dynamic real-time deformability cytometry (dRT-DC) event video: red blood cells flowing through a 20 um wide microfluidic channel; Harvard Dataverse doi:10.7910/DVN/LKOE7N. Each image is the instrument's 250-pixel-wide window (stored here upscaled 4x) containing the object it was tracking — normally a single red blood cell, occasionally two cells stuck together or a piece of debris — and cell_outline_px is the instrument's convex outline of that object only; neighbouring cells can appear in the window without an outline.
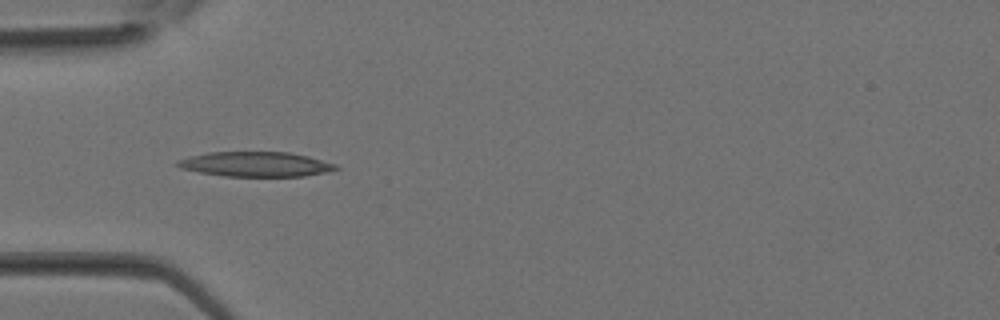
{"species": "Egyptian fruit bat (a non-hibernating species)", "species_latin": "Rousettus aegyptiacus", "temperature_condition": "room temperature", "stored_images_in_passage": 32, "camera_frame_rate_fps": 3000, "um_per_image_px": 0.085, "animal": {"sex": "female"}, "frame": {"image": 1, "passage_image": 9, "time_ms": 2.667, "image_size_px": [1000, 320], "cell_outline_px": [[340, 168], [324, 172], [304, 176], [224, 176], [200, 172], [180, 168], [176, 164], [176, 160], [188, 156], [208, 152], [288, 152], [308, 156], [336, 164]], "centroid_in_image_um": [21.7, 13.95], "position_along_channel_um": 63.3, "area_um2": 22.83}}
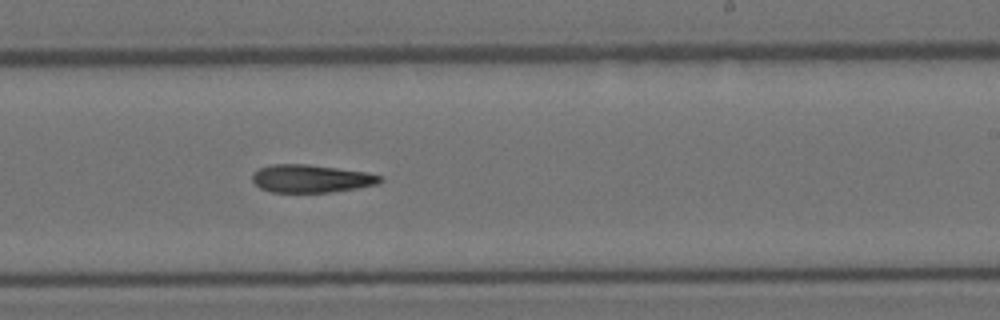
{"frame": {"image": 2, "passage_image": 19, "time_ms": 6.0, "image_size_px": [1000, 320], "cell_outline_px": [[384, 180], [376, 184], [356, 188], [328, 192], [272, 192], [260, 188], [252, 180], [252, 172], [260, 168], [272, 164], [308, 164], [368, 172], [384, 176]], "centroid_in_image_um": [26.46, 15.17], "position_along_channel_um": 262.5, "area_um2": 20.81}}
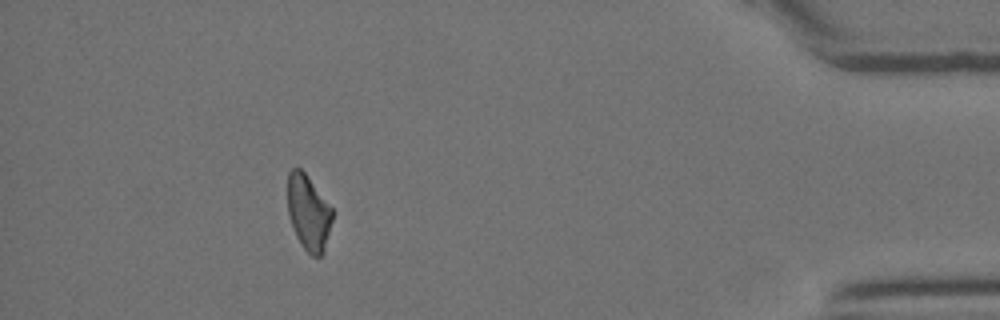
{"frame": {"image": 3, "passage_image": 29, "time_ms": 9.333, "image_size_px": [1000, 320], "cell_outline_px": [[332, 220], [324, 252], [320, 256], [312, 256], [300, 244], [296, 236], [288, 216], [288, 172], [292, 168], [300, 168], [308, 176], [332, 208]], "centroid_in_image_um": [26.21, 18.07], "position_along_channel_um": 409.0, "area_um2": 19.59}}